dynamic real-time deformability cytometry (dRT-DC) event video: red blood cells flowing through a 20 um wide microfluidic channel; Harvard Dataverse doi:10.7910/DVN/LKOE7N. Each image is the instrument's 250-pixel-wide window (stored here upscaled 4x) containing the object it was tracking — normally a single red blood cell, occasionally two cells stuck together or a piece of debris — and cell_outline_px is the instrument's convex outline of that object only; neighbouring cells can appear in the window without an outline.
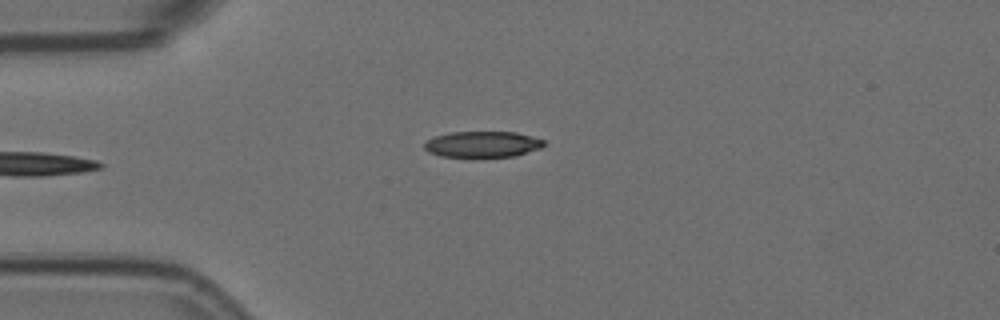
{"species": "Egyptian fruit bat (a non-hibernating species)", "species_latin": "Rousettus aegyptiacus", "temperature_condition": "room temperature", "stored_images_in_passage": 4, "camera_frame_rate_fps": 3000, "um_per_image_px": 0.085, "animal": {"sex": "female"}, "frame": {"image": 1, "passage_image": 4, "time_ms": 1.0, "image_size_px": [1000, 320], "cell_outline_px": [[544, 144], [540, 148], [516, 156], [440, 156], [428, 152], [424, 148], [424, 140], [436, 136], [452, 132], [516, 132], [544, 140]], "centroid_in_image_um": [40.98, 12.25], "position_along_channel_um": 44.0, "area_um2": 17.92}}